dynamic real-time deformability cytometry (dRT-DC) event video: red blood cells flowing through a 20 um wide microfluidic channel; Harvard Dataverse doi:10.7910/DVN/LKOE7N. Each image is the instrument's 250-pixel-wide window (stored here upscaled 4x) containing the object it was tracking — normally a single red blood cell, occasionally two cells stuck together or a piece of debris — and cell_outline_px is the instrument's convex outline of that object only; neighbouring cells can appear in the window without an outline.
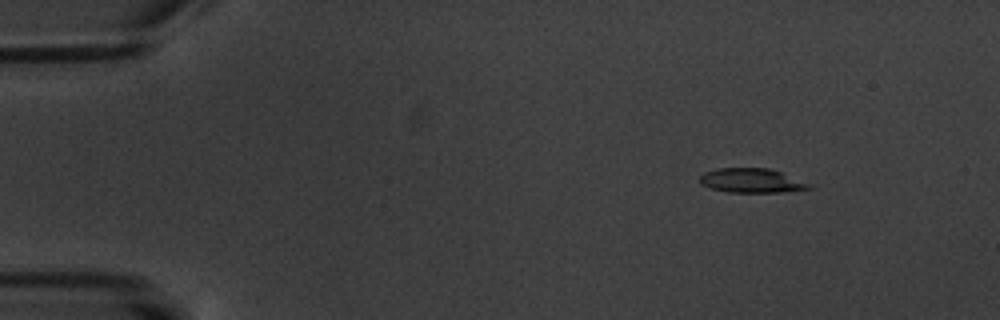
{"species": "common noctule bat (a hibernating species)", "species_latin": "Nyctalus noctula", "temperature_condition": "warm", "stored_images_in_passage": 4, "camera_frame_rate_fps": 3000, "um_per_image_px": 0.085, "animal": {"sex": "male", "body_mass_g": 20.1, "forearm_length_mm": 53.5}, "frame": {"image": 1, "passage_image": 1, "time_ms": 0.0, "image_size_px": [1000, 320], "cell_outline_px": [[816, 184], [812, 188], [784, 192], [728, 192], [712, 188], [700, 184], [700, 176], [704, 172], [716, 168], [768, 168]], "centroid_in_image_um": [63.95, 15.35], "position_along_channel_um": 21.1, "area_um2": 15.66}}
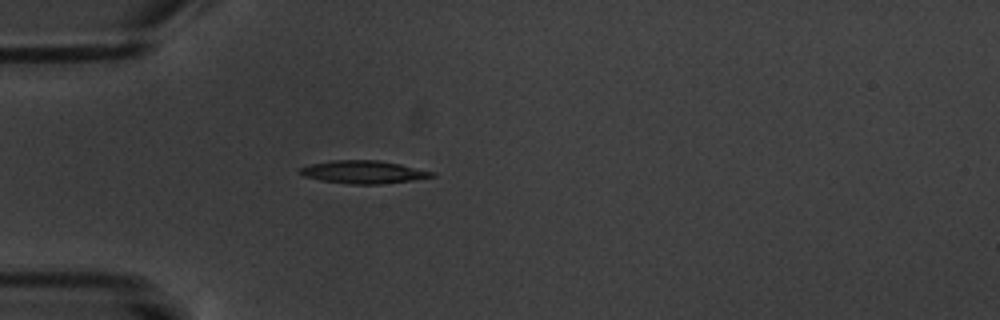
{"frame": {"image": 2, "passage_image": 4, "time_ms": 3.333, "image_size_px": [1000, 320], "cell_outline_px": [[436, 176], [412, 180], [380, 184], [352, 184], [320, 180], [304, 176], [300, 172], [300, 168], [312, 164], [332, 160], [376, 160], [400, 164], [436, 172]], "centroid_in_image_um": [30.93, 14.62], "position_along_channel_um": 54.1, "area_um2": 17.4}}